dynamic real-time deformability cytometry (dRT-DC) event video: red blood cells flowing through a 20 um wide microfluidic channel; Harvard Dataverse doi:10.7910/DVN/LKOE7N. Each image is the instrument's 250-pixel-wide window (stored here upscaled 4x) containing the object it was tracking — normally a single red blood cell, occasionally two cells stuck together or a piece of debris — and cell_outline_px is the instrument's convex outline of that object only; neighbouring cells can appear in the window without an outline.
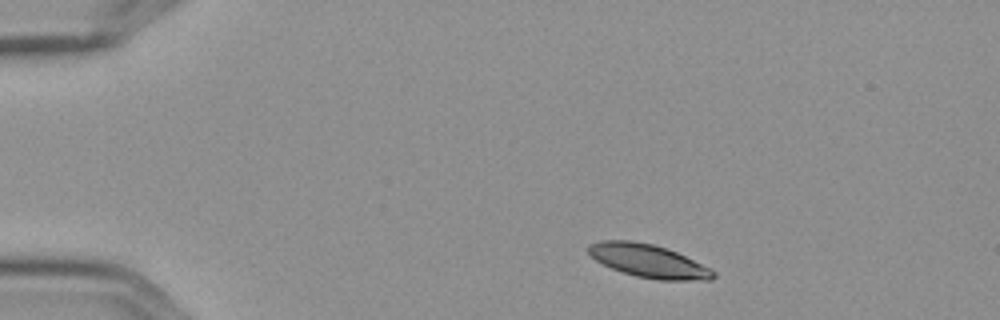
{"species": "Egyptian fruit bat (a non-hibernating species)", "species_latin": "Rousettus aegyptiacus", "temperature_condition": "cold", "stored_images_in_passage": 3, "camera_frame_rate_fps": 3000, "um_per_image_px": 0.085, "frame": {"image": 1, "passage_image": 1, "time_ms": 0.0, "image_size_px": [1000, 320], "cell_outline_px": [[716, 276], [712, 280], [656, 280], [636, 276], [612, 268], [596, 260], [588, 252], [588, 244], [600, 240], [632, 240], [652, 244], [676, 252], [712, 268], [716, 272]], "centroid_in_image_um": [55.15, 22.18], "position_along_channel_um": 29.9, "area_um2": 24.1}}